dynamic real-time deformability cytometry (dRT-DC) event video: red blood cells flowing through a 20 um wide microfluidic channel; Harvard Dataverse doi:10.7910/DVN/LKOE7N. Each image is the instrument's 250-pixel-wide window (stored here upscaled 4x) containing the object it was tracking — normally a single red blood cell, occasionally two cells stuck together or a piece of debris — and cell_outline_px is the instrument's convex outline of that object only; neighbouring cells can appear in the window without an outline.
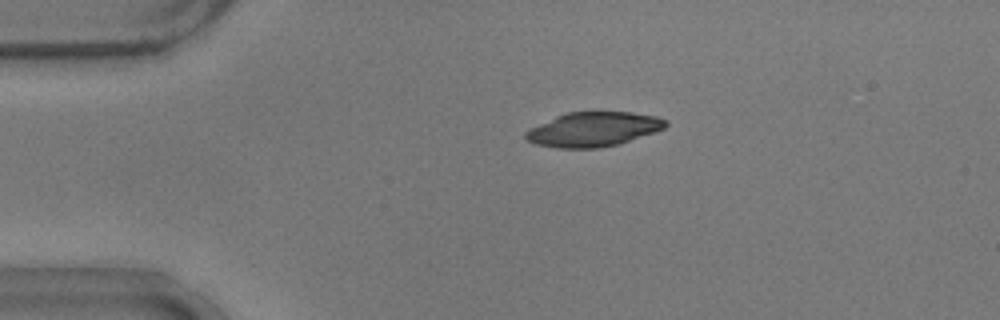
{"species": "common noctule bat (a hibernating species)", "species_latin": "Nyctalus noctula", "temperature_condition": "warm", "stored_images_in_passage": 43, "camera_frame_rate_fps": 3000, "um_per_image_px": 0.085, "animal": {"sex": "male", "body_mass_g": 17.9}, "frame": {"image": 1, "passage_image": 1, "time_ms": 0.0, "image_size_px": [1000, 320], "cell_outline_px": [[668, 124], [664, 128], [616, 144], [600, 148], [556, 148], [536, 144], [528, 140], [524, 136], [524, 132], [556, 116], [568, 112], [632, 112], [656, 116], [664, 120]], "centroid_in_image_um": [50.4, 10.99], "position_along_channel_um": 34.6, "area_um2": 27.57}}
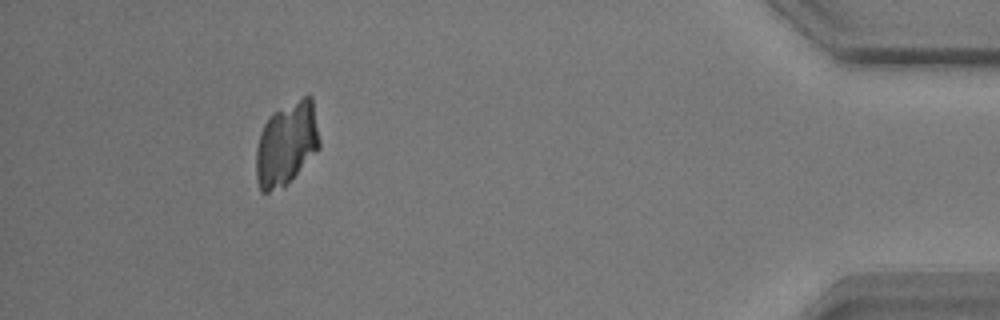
{"frame": {"image": 2, "passage_image": 39, "time_ms": 12.667, "image_size_px": [1000, 320], "cell_outline_px": [[320, 148], [284, 188], [268, 192], [260, 192], [256, 180], [256, 148], [260, 132], [268, 116], [272, 112], [304, 96], [312, 96], [320, 140]], "centroid_in_image_um": [24.34, 12.25], "position_along_channel_um": 410.9, "area_um2": 31.21}}